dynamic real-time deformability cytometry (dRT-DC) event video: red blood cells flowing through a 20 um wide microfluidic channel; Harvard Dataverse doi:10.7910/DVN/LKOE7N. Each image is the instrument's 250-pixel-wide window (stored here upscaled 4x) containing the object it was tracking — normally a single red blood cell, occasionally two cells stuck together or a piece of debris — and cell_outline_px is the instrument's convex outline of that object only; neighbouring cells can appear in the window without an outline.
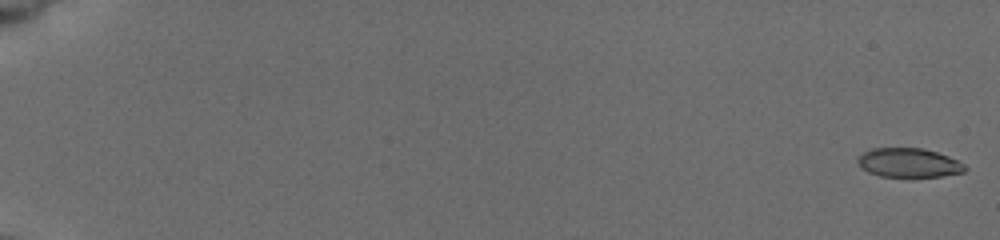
{"species": "common noctule bat (a hibernating species)", "species_latin": "Nyctalus noctula", "temperature_condition": "cold", "stored_images_in_passage": 33, "camera_frame_rate_fps": 3000, "um_per_image_px": 0.085, "animal": {"sex": "female", "body_mass_g": 19.5, "forearm_length_mm": 54.1}, "frame": {"image": 1, "passage_image": 1, "time_ms": 0.0, "image_size_px": [1000, 240], "cell_outline_px": [[968, 168], [964, 172], [940, 176], [880, 176], [868, 172], [856, 160], [864, 152], [872, 148], [924, 148], [948, 156], [964, 164]], "centroid_in_image_um": [77.27, 13.82], "position_along_channel_um": 7.7, "area_um2": 17.92}}
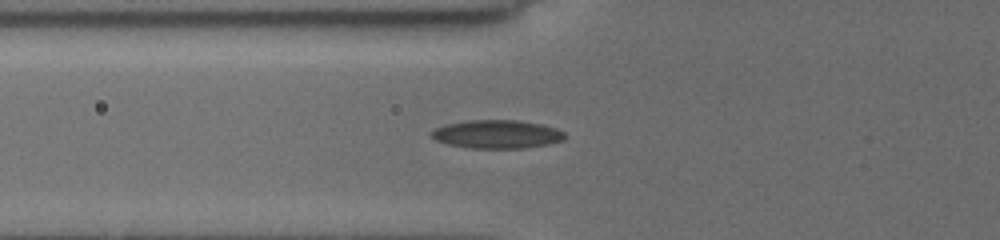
{"frame": {"image": 2, "passage_image": 19, "time_ms": 7.333, "image_size_px": [1000, 240], "cell_outline_px": [[564, 140], [548, 144], [524, 148], [468, 148], [448, 144], [436, 140], [432, 136], [432, 132], [436, 128], [444, 124], [468, 120], [520, 120], [544, 124], [556, 128], [564, 132]], "centroid_in_image_um": [42.27, 11.4], "position_along_channel_um": 83.5, "area_um2": 22.14}}
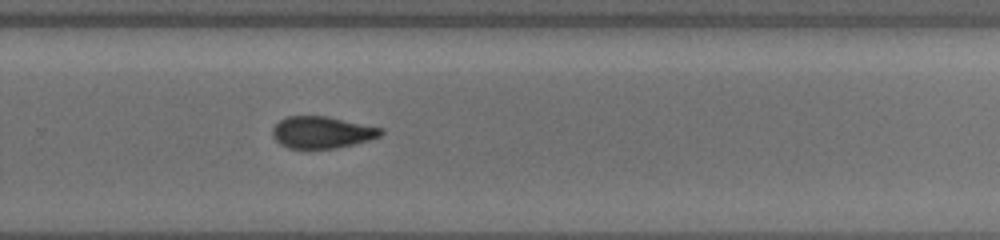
{"frame": {"image": 3, "passage_image": 33, "time_ms": 13.0, "image_size_px": [1000, 240], "cell_outline_px": [[384, 132], [380, 136], [368, 140], [336, 148], [288, 148], [280, 144], [276, 140], [272, 132], [272, 128], [280, 120], [288, 116], [328, 116], [384, 128]], "centroid_in_image_um": [27.38, 11.23], "position_along_channel_um": 302.4, "area_um2": 20.06}}